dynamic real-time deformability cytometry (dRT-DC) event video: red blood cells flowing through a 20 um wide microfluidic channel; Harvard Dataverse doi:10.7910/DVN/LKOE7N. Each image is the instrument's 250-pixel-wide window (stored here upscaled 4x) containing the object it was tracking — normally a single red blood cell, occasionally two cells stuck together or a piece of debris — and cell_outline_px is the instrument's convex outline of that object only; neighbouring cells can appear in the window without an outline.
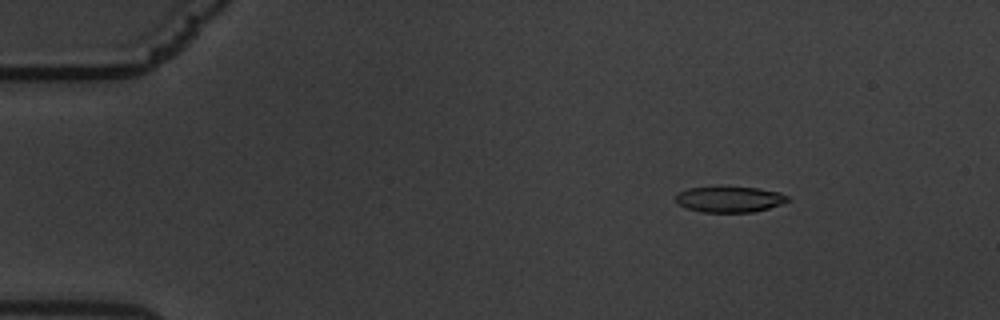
{"species": "common noctule bat (a hibernating species)", "species_latin": "Nyctalus noctula", "temperature_condition": "warm", "stored_images_in_passage": 55, "camera_frame_rate_fps": 3000, "um_per_image_px": 0.085, "animal": {"sex": "male", "body_mass_g": 19.5, "forearm_length_mm": 54.6}, "frame": {"image": 1, "passage_image": 3, "time_ms": 0.667, "image_size_px": [1000, 320], "cell_outline_px": [[792, 200], [768, 208], [752, 212], [704, 212], [688, 208], [680, 204], [676, 200], [676, 192], [688, 188], [720, 184], [756, 188], [780, 192], [788, 196]], "centroid_in_image_um": [62.0, 16.89], "position_along_channel_um": 23.0, "area_um2": 17.46}}
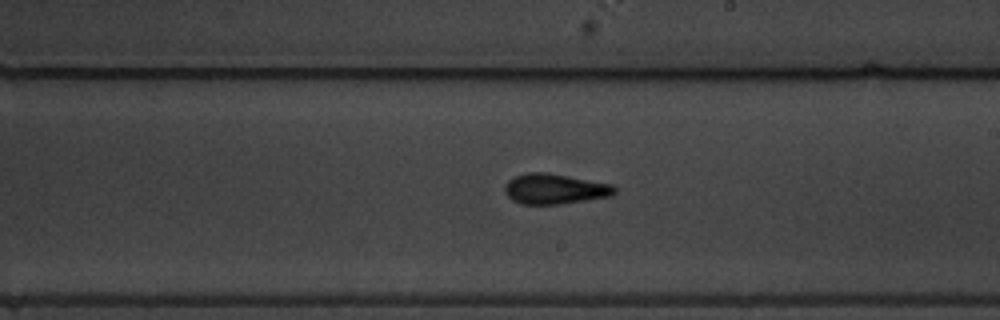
{"frame": {"image": 2, "passage_image": 30, "time_ms": 9.667, "image_size_px": [1000, 320], "cell_outline_px": [[616, 192], [612, 196], [560, 204], [524, 204], [512, 200], [504, 192], [504, 184], [508, 180], [516, 176], [528, 172], [548, 172], [612, 184], [616, 188]], "centroid_in_image_um": [47.15, 16.05], "position_along_channel_um": 241.9, "area_um2": 19.48}}
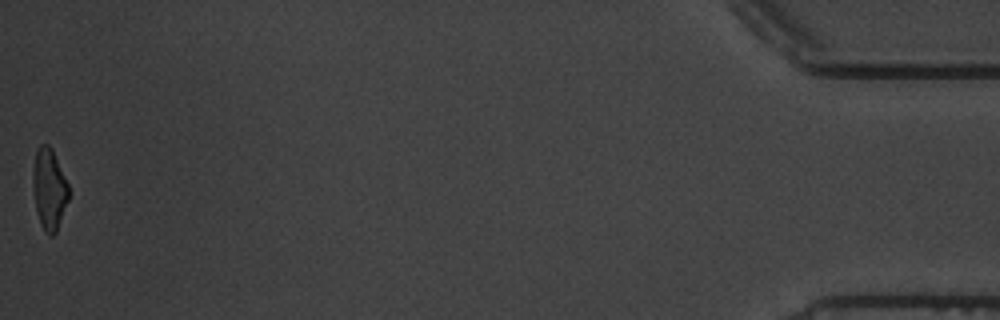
{"frame": {"image": 3, "passage_image": 55, "time_ms": 18.0, "image_size_px": [1000, 320], "cell_outline_px": [[68, 200], [56, 232], [52, 236], [48, 236], [44, 232], [40, 224], [36, 208], [32, 180], [32, 172], [36, 152], [40, 144], [48, 144], [52, 148], [68, 184]], "centroid_in_image_um": [4.17, 16.08], "position_along_channel_um": 431.0, "area_um2": 16.82}, "authors_computed_cell_mechanics": {"area_um2": 18.3804, "velocity_mm_per_s": 3.3763, "shape_relaxation_time_tau1_ms": 4.2836, "shape_relaxation_time_tau2_ms": 2.4982, "deformation_change_tau1": 0.1573, "deformation_change_tau2": 0.1113}}